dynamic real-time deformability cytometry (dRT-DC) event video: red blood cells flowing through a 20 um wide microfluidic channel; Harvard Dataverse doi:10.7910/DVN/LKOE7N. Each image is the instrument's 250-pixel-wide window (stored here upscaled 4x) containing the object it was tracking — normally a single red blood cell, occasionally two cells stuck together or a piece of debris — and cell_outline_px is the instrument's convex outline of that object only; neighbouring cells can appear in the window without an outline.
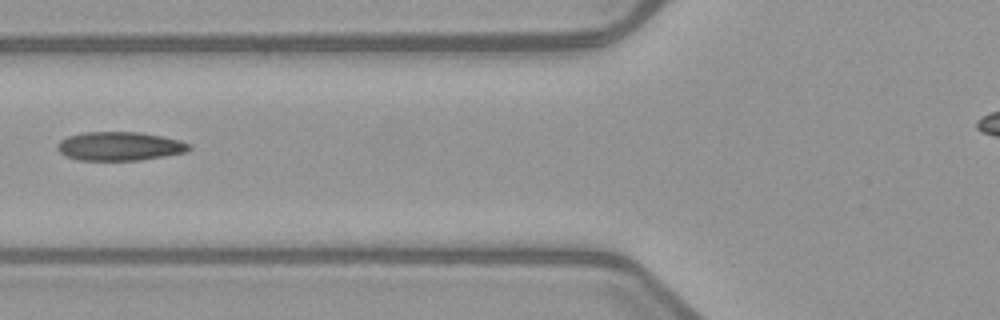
{"species": "common noctule bat (a hibernating species)", "species_latin": "Nyctalus noctula", "temperature_condition": "warm", "stored_images_in_passage": 4, "camera_frame_rate_fps": 3000, "um_per_image_px": 0.085, "animal": {"sex": "female", "body_mass_g": 21.9}, "frame": {"image": 1, "passage_image": 4, "time_ms": 3.333, "image_size_px": [1000, 320], "cell_outline_px": [[192, 148], [188, 152], [140, 160], [76, 160], [64, 156], [56, 148], [56, 144], [60, 140], [68, 136], [84, 132], [140, 132], [180, 140], [192, 144]], "centroid_in_image_um": [10.17, 12.43], "position_along_channel_um": 115.6, "area_um2": 22.31}}